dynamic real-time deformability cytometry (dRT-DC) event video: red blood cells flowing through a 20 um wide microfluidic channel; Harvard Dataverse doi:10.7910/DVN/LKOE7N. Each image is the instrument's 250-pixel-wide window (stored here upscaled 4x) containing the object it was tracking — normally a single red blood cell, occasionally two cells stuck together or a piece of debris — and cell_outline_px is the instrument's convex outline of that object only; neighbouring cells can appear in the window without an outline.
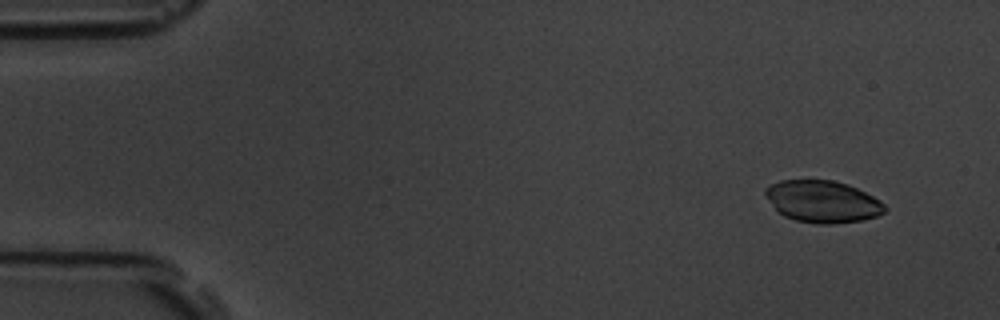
{"species": "common noctule bat (a hibernating species)", "species_latin": "Nyctalus noctula", "temperature_condition": "room temperature", "stored_images_in_passage": 17, "camera_frame_rate_fps": 3000, "um_per_image_px": 0.085, "animal": {"sex": "male", "body_mass_g": 19.5, "forearm_length_mm": 54.6}, "frame": {"image": 1, "passage_image": 1, "time_ms": 0.0, "image_size_px": [1000, 320], "cell_outline_px": [[888, 208], [884, 212], [876, 216], [864, 220], [832, 224], [816, 224], [796, 220], [784, 216], [764, 196], [764, 188], [780, 180], [832, 180], [848, 184], [880, 200]], "centroid_in_image_um": [69.92, 17.13], "position_along_channel_um": 15.1, "area_um2": 29.19}}
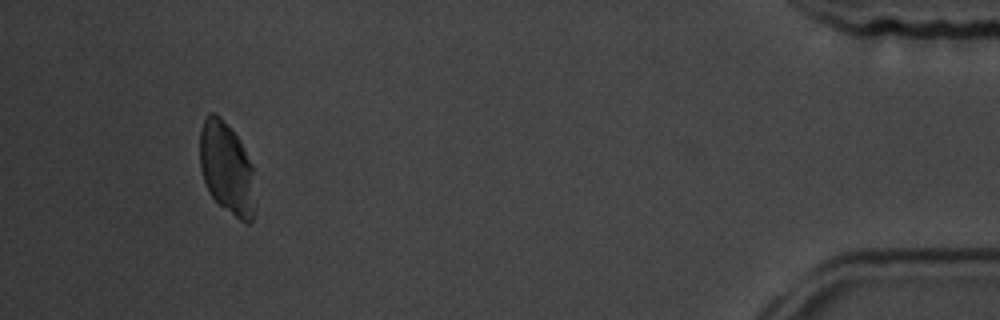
{"frame": {"image": 2, "passage_image": 15, "time_ms": 16.0, "image_size_px": [1000, 320], "cell_outline_px": [[252, 220], [248, 224], [240, 220], [220, 204], [212, 196], [204, 180], [200, 168], [200, 128], [208, 112], [216, 112], [220, 116], [240, 140], [252, 164]], "centroid_in_image_um": [19.23, 14.22], "position_along_channel_um": 416.0, "area_um2": 28.96}}